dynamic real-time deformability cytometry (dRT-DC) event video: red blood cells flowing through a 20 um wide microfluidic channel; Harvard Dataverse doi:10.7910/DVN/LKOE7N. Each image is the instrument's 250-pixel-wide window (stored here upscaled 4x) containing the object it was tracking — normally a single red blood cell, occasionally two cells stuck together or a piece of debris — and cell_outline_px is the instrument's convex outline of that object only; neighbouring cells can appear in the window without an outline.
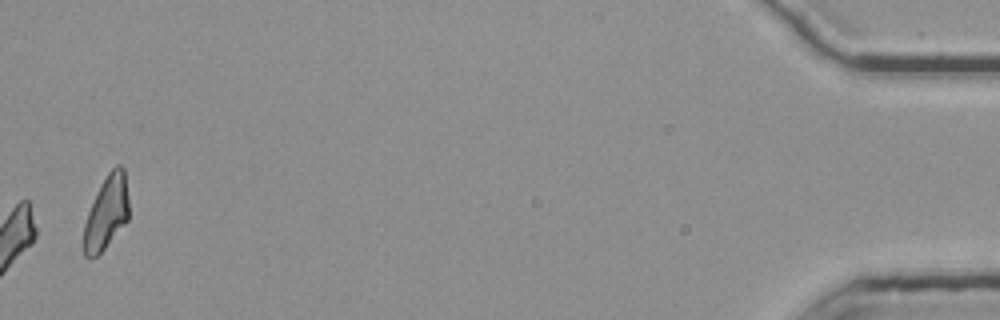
{"species": "common noctule bat (a hibernating species)", "species_latin": "Nyctalus noctula", "temperature_condition": "room temperature", "stored_images_in_passage": 39, "camera_frame_rate_fps": 3000, "um_per_image_px": 0.085, "animal": {"sex": "female", "body_mass_g": 25.1}, "frame": {"image": 1, "passage_image": 39, "time_ms": 12.667, "image_size_px": [1000, 320], "cell_outline_px": [[128, 220], [104, 248], [96, 256], [88, 260], [84, 256], [84, 224], [88, 212], [100, 184], [108, 172], [116, 164], [120, 164], [124, 168], [128, 196]], "centroid_in_image_um": [9.05, 18.05], "position_along_channel_um": 426.2, "area_um2": 19.25}}